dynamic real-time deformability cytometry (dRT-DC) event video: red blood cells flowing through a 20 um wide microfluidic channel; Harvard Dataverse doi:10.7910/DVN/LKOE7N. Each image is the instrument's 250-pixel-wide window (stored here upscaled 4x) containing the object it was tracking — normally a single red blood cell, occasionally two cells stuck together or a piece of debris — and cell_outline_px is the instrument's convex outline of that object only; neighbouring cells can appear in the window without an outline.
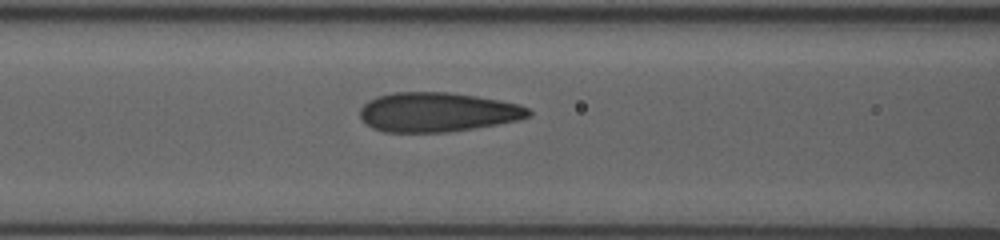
{"species": "human", "species_latin": "Homo sapiens", "temperature_condition": "room temperature", "stored_images_in_passage": 44, "camera_frame_rate_fps": 3000, "um_per_image_px": 0.085, "donor": {"sex": "female"}, "frame": {"image": 1, "passage_image": 20, "time_ms": 6.333, "image_size_px": [1000, 240], "cell_outline_px": [[532, 116], [516, 120], [496, 124], [472, 128], [444, 132], [384, 132], [372, 128], [360, 116], [360, 108], [368, 100], [376, 96], [392, 92], [448, 92], [476, 96], [500, 100], [520, 104], [528, 108], [532, 112]], "centroid_in_image_um": [37.17, 9.52], "position_along_channel_um": 129.4, "area_um2": 38.67}}
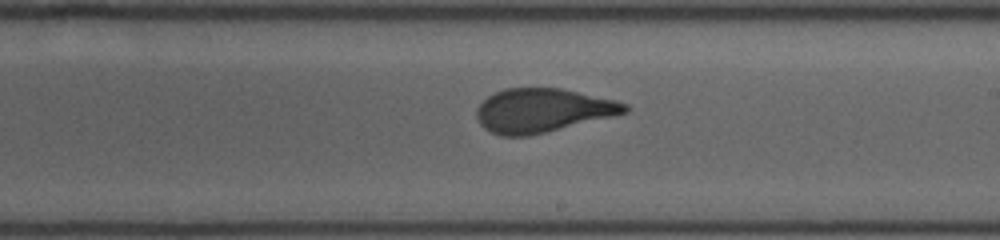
{"frame": {"image": 2, "passage_image": 29, "time_ms": 9.333, "image_size_px": [1000, 240], "cell_outline_px": [[632, 108], [628, 112], [612, 116], [528, 136], [500, 136], [484, 128], [480, 124], [476, 116], [476, 108], [488, 96], [504, 88], [560, 88], [616, 100], [628, 104]], "centroid_in_image_um": [46.11, 9.38], "position_along_channel_um": 242.9, "area_um2": 37.69}}
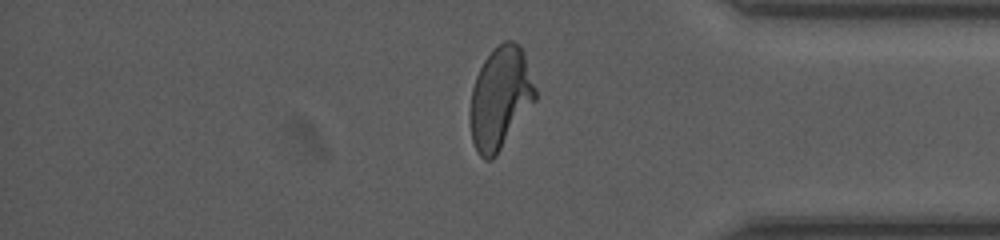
{"frame": {"image": 3, "passage_image": 42, "time_ms": 13.667, "image_size_px": [1000, 240], "cell_outline_px": [[536, 100], [496, 156], [492, 160], [484, 160], [480, 156], [472, 140], [468, 120], [468, 116], [472, 88], [476, 76], [484, 60], [504, 40], [512, 40], [520, 44], [524, 52], [536, 88]], "centroid_in_image_um": [42.51, 8.35], "position_along_channel_um": 392.7, "area_um2": 39.02}}